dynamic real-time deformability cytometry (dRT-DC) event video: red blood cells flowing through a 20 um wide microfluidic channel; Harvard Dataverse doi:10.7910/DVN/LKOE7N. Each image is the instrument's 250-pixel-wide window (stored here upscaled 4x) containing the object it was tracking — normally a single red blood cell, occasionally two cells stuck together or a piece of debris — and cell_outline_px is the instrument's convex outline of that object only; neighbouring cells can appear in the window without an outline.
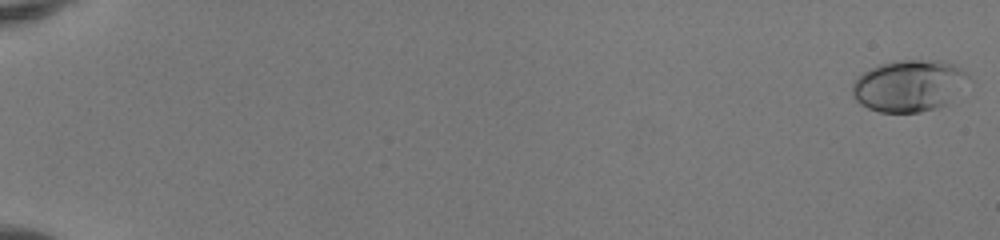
{"species": "human", "species_latin": "Homo sapiens", "temperature_condition": "room temperature", "stored_images_in_passage": 52, "camera_frame_rate_fps": 3000, "um_per_image_px": 0.085, "donor": {"sex": "female"}, "frame": {"image": 1, "passage_image": 1, "time_ms": 0.0, "image_size_px": [1000, 240], "cell_outline_px": [[972, 80], [944, 104], [936, 108], [920, 112], [880, 112], [868, 108], [860, 104], [856, 100], [852, 92], [852, 84], [864, 72], [880, 64], [896, 60], [944, 60], [968, 72]], "centroid_in_image_um": [77.3, 7.27], "position_along_channel_um": 7.7, "area_um2": 34.97}}
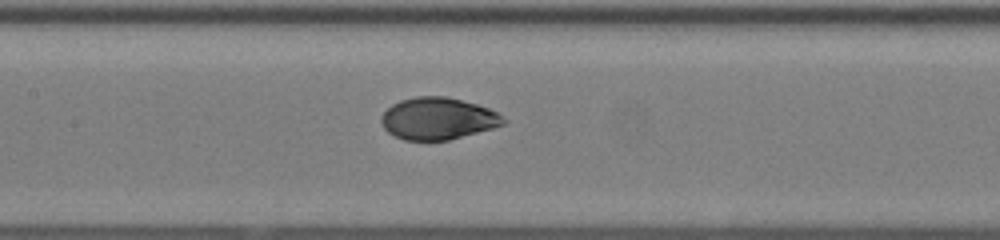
{"frame": {"image": 2, "passage_image": 28, "time_ms": 9.0, "image_size_px": [1000, 240], "cell_outline_px": [[508, 120], [504, 124], [492, 128], [448, 140], [404, 140], [388, 132], [384, 128], [380, 120], [380, 116], [392, 104], [400, 100], [416, 96], [444, 96], [476, 104], [488, 108], [504, 116]], "centroid_in_image_um": [37.21, 10.07], "position_along_channel_um": 170.2, "area_um2": 29.77}}
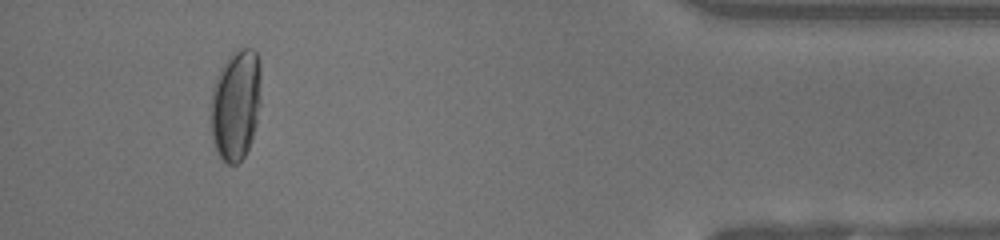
{"frame": {"image": 3, "passage_image": 49, "time_ms": 16.0, "image_size_px": [1000, 240], "cell_outline_px": [[260, 104], [252, 140], [244, 156], [236, 164], [228, 164], [216, 152], [212, 140], [212, 88], [216, 76], [220, 68], [228, 56], [236, 48], [252, 48], [256, 52], [260, 60]], "centroid_in_image_um": [20.05, 8.86], "position_along_channel_um": 415.1, "area_um2": 32.6}, "authors_computed_cell_mechanics": {"area_um2": 30.5762, "velocity_mm_per_s": 4.1552, "shape_relaxation_time_tau1_ms": 4.447, "shape_relaxation_time_tau2_ms": null, "deformation_change_tau1": 0.1919, "deformation_change_tau2": null}}